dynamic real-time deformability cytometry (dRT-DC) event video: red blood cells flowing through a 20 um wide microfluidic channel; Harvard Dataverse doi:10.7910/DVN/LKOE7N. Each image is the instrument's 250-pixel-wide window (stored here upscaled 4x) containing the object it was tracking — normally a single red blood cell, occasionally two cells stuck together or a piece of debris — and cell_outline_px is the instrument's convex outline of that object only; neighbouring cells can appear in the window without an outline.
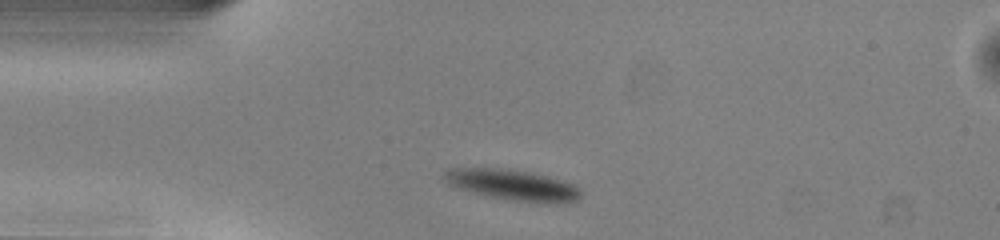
{"species": "common noctule bat (a hibernating species)", "species_latin": "Nyctalus noctula", "temperature_condition": "warm", "stored_images_in_passage": 40, "camera_frame_rate_fps": 3000, "um_per_image_px": 0.085, "animal": {"sex": "male", "body_mass_g": 13.0, "forearm_length_mm": 53.1}, "frame": {"image": 1, "passage_image": 1, "time_ms": 0.0, "image_size_px": [1000, 240], "cell_outline_px": [[580, 196], [576, 200], [556, 204], [548, 204], [508, 200], [488, 196], [472, 192], [448, 184], [444, 176], [452, 168], [500, 168], [528, 172], [560, 180], [572, 184], [580, 192]], "centroid_in_image_um": [43.58, 15.75], "position_along_channel_um": 41.4, "area_um2": 23.99}}
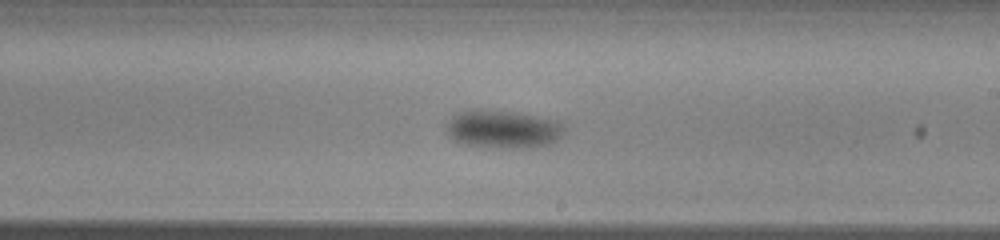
{"frame": {"image": 2, "passage_image": 18, "time_ms": 5.667, "image_size_px": [1000, 240], "cell_outline_px": [[564, 132], [556, 140], [548, 144], [532, 148], [520, 148], [464, 144], [448, 136], [444, 128], [452, 116], [460, 112], [512, 112], [556, 120], [564, 124]], "centroid_in_image_um": [42.78, 11.01], "position_along_channel_um": 246.2, "area_um2": 25.2}}
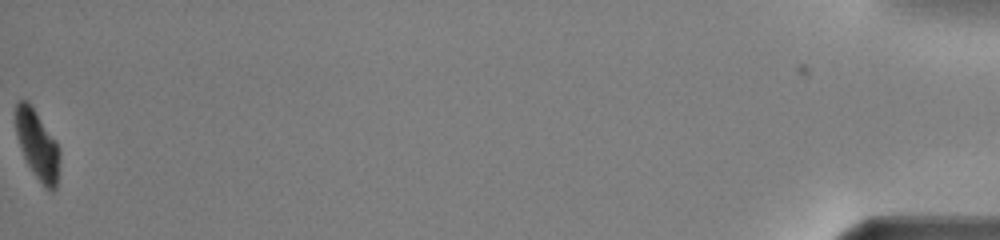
{"frame": {"image": 3, "passage_image": 40, "time_ms": 13.0, "image_size_px": [1000, 240], "cell_outline_px": [[60, 160], [56, 188], [52, 192], [44, 188], [28, 164], [24, 156], [16, 132], [16, 104], [20, 100], [28, 100], [56, 140], [60, 148]], "centroid_in_image_um": [3.22, 12.33], "position_along_channel_um": 432.0, "area_um2": 17.63}, "authors_computed_cell_mechanics": {"area_um2": 24.1604, "velocity_mm_per_s": 4.012, "shape_relaxation_time_tau1_ms": 4.3221, "shape_relaxation_time_tau2_ms": null, "deformation_change_tau1": 0.1197, "deformation_change_tau2": null}}